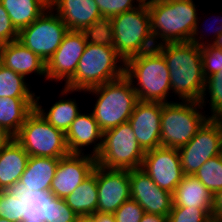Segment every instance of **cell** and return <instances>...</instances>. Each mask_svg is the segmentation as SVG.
Returning a JSON list of instances; mask_svg holds the SVG:
<instances>
[{
	"label": "cell",
	"instance_id": "cell-32",
	"mask_svg": "<svg viewBox=\"0 0 222 222\" xmlns=\"http://www.w3.org/2000/svg\"><path fill=\"white\" fill-rule=\"evenodd\" d=\"M208 92V93H207ZM209 94L210 99L207 98ZM207 96V97H206ZM209 102L211 115L209 118L222 119V73L218 72L205 79V88L200 100L202 106Z\"/></svg>",
	"mask_w": 222,
	"mask_h": 222
},
{
	"label": "cell",
	"instance_id": "cell-44",
	"mask_svg": "<svg viewBox=\"0 0 222 222\" xmlns=\"http://www.w3.org/2000/svg\"><path fill=\"white\" fill-rule=\"evenodd\" d=\"M11 139L12 137L8 135L3 129L0 128V149Z\"/></svg>",
	"mask_w": 222,
	"mask_h": 222
},
{
	"label": "cell",
	"instance_id": "cell-23",
	"mask_svg": "<svg viewBox=\"0 0 222 222\" xmlns=\"http://www.w3.org/2000/svg\"><path fill=\"white\" fill-rule=\"evenodd\" d=\"M213 195L193 175H184L173 192V207L204 208L212 216Z\"/></svg>",
	"mask_w": 222,
	"mask_h": 222
},
{
	"label": "cell",
	"instance_id": "cell-9",
	"mask_svg": "<svg viewBox=\"0 0 222 222\" xmlns=\"http://www.w3.org/2000/svg\"><path fill=\"white\" fill-rule=\"evenodd\" d=\"M14 139L29 156L61 158L69 154L65 133L48 123L34 109Z\"/></svg>",
	"mask_w": 222,
	"mask_h": 222
},
{
	"label": "cell",
	"instance_id": "cell-4",
	"mask_svg": "<svg viewBox=\"0 0 222 222\" xmlns=\"http://www.w3.org/2000/svg\"><path fill=\"white\" fill-rule=\"evenodd\" d=\"M125 75V60L114 47L86 44L74 75L63 87L86 91Z\"/></svg>",
	"mask_w": 222,
	"mask_h": 222
},
{
	"label": "cell",
	"instance_id": "cell-31",
	"mask_svg": "<svg viewBox=\"0 0 222 222\" xmlns=\"http://www.w3.org/2000/svg\"><path fill=\"white\" fill-rule=\"evenodd\" d=\"M82 32L88 44L114 47L112 17L101 16Z\"/></svg>",
	"mask_w": 222,
	"mask_h": 222
},
{
	"label": "cell",
	"instance_id": "cell-51",
	"mask_svg": "<svg viewBox=\"0 0 222 222\" xmlns=\"http://www.w3.org/2000/svg\"><path fill=\"white\" fill-rule=\"evenodd\" d=\"M208 222H221V221H218V220H215L214 218H211Z\"/></svg>",
	"mask_w": 222,
	"mask_h": 222
},
{
	"label": "cell",
	"instance_id": "cell-43",
	"mask_svg": "<svg viewBox=\"0 0 222 222\" xmlns=\"http://www.w3.org/2000/svg\"><path fill=\"white\" fill-rule=\"evenodd\" d=\"M98 222H116L114 214H107V213H95L93 214Z\"/></svg>",
	"mask_w": 222,
	"mask_h": 222
},
{
	"label": "cell",
	"instance_id": "cell-35",
	"mask_svg": "<svg viewBox=\"0 0 222 222\" xmlns=\"http://www.w3.org/2000/svg\"><path fill=\"white\" fill-rule=\"evenodd\" d=\"M203 74L205 79L218 72L222 73V49L212 45L201 47Z\"/></svg>",
	"mask_w": 222,
	"mask_h": 222
},
{
	"label": "cell",
	"instance_id": "cell-45",
	"mask_svg": "<svg viewBox=\"0 0 222 222\" xmlns=\"http://www.w3.org/2000/svg\"><path fill=\"white\" fill-rule=\"evenodd\" d=\"M76 222H98L94 215H78Z\"/></svg>",
	"mask_w": 222,
	"mask_h": 222
},
{
	"label": "cell",
	"instance_id": "cell-48",
	"mask_svg": "<svg viewBox=\"0 0 222 222\" xmlns=\"http://www.w3.org/2000/svg\"><path fill=\"white\" fill-rule=\"evenodd\" d=\"M163 1H168V0H142V3L146 4V5H150L156 2H163Z\"/></svg>",
	"mask_w": 222,
	"mask_h": 222
},
{
	"label": "cell",
	"instance_id": "cell-14",
	"mask_svg": "<svg viewBox=\"0 0 222 222\" xmlns=\"http://www.w3.org/2000/svg\"><path fill=\"white\" fill-rule=\"evenodd\" d=\"M86 44L82 31H68L58 49L46 62L47 80L57 83L64 80L66 83L74 75Z\"/></svg>",
	"mask_w": 222,
	"mask_h": 222
},
{
	"label": "cell",
	"instance_id": "cell-49",
	"mask_svg": "<svg viewBox=\"0 0 222 222\" xmlns=\"http://www.w3.org/2000/svg\"><path fill=\"white\" fill-rule=\"evenodd\" d=\"M21 222H46L45 220H41V219H27V218H24Z\"/></svg>",
	"mask_w": 222,
	"mask_h": 222
},
{
	"label": "cell",
	"instance_id": "cell-24",
	"mask_svg": "<svg viewBox=\"0 0 222 222\" xmlns=\"http://www.w3.org/2000/svg\"><path fill=\"white\" fill-rule=\"evenodd\" d=\"M60 92V100L55 102L49 110L43 109L39 102L40 95H36L35 109L40 113V115L55 128L62 130L64 133L70 128L71 123L76 119V117L81 113L79 105L75 98H68V94L77 92V90H71L63 87ZM66 98H65V97ZM64 97L63 99H61ZM46 110V112H45Z\"/></svg>",
	"mask_w": 222,
	"mask_h": 222
},
{
	"label": "cell",
	"instance_id": "cell-38",
	"mask_svg": "<svg viewBox=\"0 0 222 222\" xmlns=\"http://www.w3.org/2000/svg\"><path fill=\"white\" fill-rule=\"evenodd\" d=\"M113 214L116 222H140L145 211L135 200L129 199Z\"/></svg>",
	"mask_w": 222,
	"mask_h": 222
},
{
	"label": "cell",
	"instance_id": "cell-47",
	"mask_svg": "<svg viewBox=\"0 0 222 222\" xmlns=\"http://www.w3.org/2000/svg\"><path fill=\"white\" fill-rule=\"evenodd\" d=\"M211 45L216 48L222 49V33L218 35L215 40H213V43H211Z\"/></svg>",
	"mask_w": 222,
	"mask_h": 222
},
{
	"label": "cell",
	"instance_id": "cell-46",
	"mask_svg": "<svg viewBox=\"0 0 222 222\" xmlns=\"http://www.w3.org/2000/svg\"><path fill=\"white\" fill-rule=\"evenodd\" d=\"M43 6H45L47 9H53L58 0H38Z\"/></svg>",
	"mask_w": 222,
	"mask_h": 222
},
{
	"label": "cell",
	"instance_id": "cell-16",
	"mask_svg": "<svg viewBox=\"0 0 222 222\" xmlns=\"http://www.w3.org/2000/svg\"><path fill=\"white\" fill-rule=\"evenodd\" d=\"M131 199L135 200L145 213L168 216L173 208V193L157 186L141 169L129 170Z\"/></svg>",
	"mask_w": 222,
	"mask_h": 222
},
{
	"label": "cell",
	"instance_id": "cell-36",
	"mask_svg": "<svg viewBox=\"0 0 222 222\" xmlns=\"http://www.w3.org/2000/svg\"><path fill=\"white\" fill-rule=\"evenodd\" d=\"M95 2L101 15L107 17H114L142 4V0H95Z\"/></svg>",
	"mask_w": 222,
	"mask_h": 222
},
{
	"label": "cell",
	"instance_id": "cell-15",
	"mask_svg": "<svg viewBox=\"0 0 222 222\" xmlns=\"http://www.w3.org/2000/svg\"><path fill=\"white\" fill-rule=\"evenodd\" d=\"M97 213L113 214L131 199L129 170L106 169L96 165Z\"/></svg>",
	"mask_w": 222,
	"mask_h": 222
},
{
	"label": "cell",
	"instance_id": "cell-50",
	"mask_svg": "<svg viewBox=\"0 0 222 222\" xmlns=\"http://www.w3.org/2000/svg\"><path fill=\"white\" fill-rule=\"evenodd\" d=\"M0 222H11V221H8V220L5 219V218H0Z\"/></svg>",
	"mask_w": 222,
	"mask_h": 222
},
{
	"label": "cell",
	"instance_id": "cell-17",
	"mask_svg": "<svg viewBox=\"0 0 222 222\" xmlns=\"http://www.w3.org/2000/svg\"><path fill=\"white\" fill-rule=\"evenodd\" d=\"M161 102L138 101L128 122L146 152L161 146Z\"/></svg>",
	"mask_w": 222,
	"mask_h": 222
},
{
	"label": "cell",
	"instance_id": "cell-11",
	"mask_svg": "<svg viewBox=\"0 0 222 222\" xmlns=\"http://www.w3.org/2000/svg\"><path fill=\"white\" fill-rule=\"evenodd\" d=\"M178 151L183 174L194 175L207 160L222 153V119L209 118Z\"/></svg>",
	"mask_w": 222,
	"mask_h": 222
},
{
	"label": "cell",
	"instance_id": "cell-26",
	"mask_svg": "<svg viewBox=\"0 0 222 222\" xmlns=\"http://www.w3.org/2000/svg\"><path fill=\"white\" fill-rule=\"evenodd\" d=\"M66 204L78 215L97 213L98 190L96 166L93 173L85 179L71 194L64 198Z\"/></svg>",
	"mask_w": 222,
	"mask_h": 222
},
{
	"label": "cell",
	"instance_id": "cell-30",
	"mask_svg": "<svg viewBox=\"0 0 222 222\" xmlns=\"http://www.w3.org/2000/svg\"><path fill=\"white\" fill-rule=\"evenodd\" d=\"M214 195L222 189V153L207 160L193 175Z\"/></svg>",
	"mask_w": 222,
	"mask_h": 222
},
{
	"label": "cell",
	"instance_id": "cell-22",
	"mask_svg": "<svg viewBox=\"0 0 222 222\" xmlns=\"http://www.w3.org/2000/svg\"><path fill=\"white\" fill-rule=\"evenodd\" d=\"M52 10L69 31H83L102 16L95 0H58Z\"/></svg>",
	"mask_w": 222,
	"mask_h": 222
},
{
	"label": "cell",
	"instance_id": "cell-28",
	"mask_svg": "<svg viewBox=\"0 0 222 222\" xmlns=\"http://www.w3.org/2000/svg\"><path fill=\"white\" fill-rule=\"evenodd\" d=\"M26 80L28 79L24 76L0 63V98H36L31 84L26 83Z\"/></svg>",
	"mask_w": 222,
	"mask_h": 222
},
{
	"label": "cell",
	"instance_id": "cell-3",
	"mask_svg": "<svg viewBox=\"0 0 222 222\" xmlns=\"http://www.w3.org/2000/svg\"><path fill=\"white\" fill-rule=\"evenodd\" d=\"M148 6L151 34L156 46L189 42L198 21L194 0L163 1Z\"/></svg>",
	"mask_w": 222,
	"mask_h": 222
},
{
	"label": "cell",
	"instance_id": "cell-29",
	"mask_svg": "<svg viewBox=\"0 0 222 222\" xmlns=\"http://www.w3.org/2000/svg\"><path fill=\"white\" fill-rule=\"evenodd\" d=\"M24 204V218H48L50 199L54 196L51 192H22L19 191Z\"/></svg>",
	"mask_w": 222,
	"mask_h": 222
},
{
	"label": "cell",
	"instance_id": "cell-5",
	"mask_svg": "<svg viewBox=\"0 0 222 222\" xmlns=\"http://www.w3.org/2000/svg\"><path fill=\"white\" fill-rule=\"evenodd\" d=\"M83 93L96 97L91 112L103 132L128 122L139 101L132 83L125 75L86 91L83 90Z\"/></svg>",
	"mask_w": 222,
	"mask_h": 222
},
{
	"label": "cell",
	"instance_id": "cell-41",
	"mask_svg": "<svg viewBox=\"0 0 222 222\" xmlns=\"http://www.w3.org/2000/svg\"><path fill=\"white\" fill-rule=\"evenodd\" d=\"M212 218L222 222V189L213 195Z\"/></svg>",
	"mask_w": 222,
	"mask_h": 222
},
{
	"label": "cell",
	"instance_id": "cell-7",
	"mask_svg": "<svg viewBox=\"0 0 222 222\" xmlns=\"http://www.w3.org/2000/svg\"><path fill=\"white\" fill-rule=\"evenodd\" d=\"M112 26L114 48L125 61L156 48L146 4L112 17Z\"/></svg>",
	"mask_w": 222,
	"mask_h": 222
},
{
	"label": "cell",
	"instance_id": "cell-52",
	"mask_svg": "<svg viewBox=\"0 0 222 222\" xmlns=\"http://www.w3.org/2000/svg\"><path fill=\"white\" fill-rule=\"evenodd\" d=\"M169 1H187V0H169Z\"/></svg>",
	"mask_w": 222,
	"mask_h": 222
},
{
	"label": "cell",
	"instance_id": "cell-10",
	"mask_svg": "<svg viewBox=\"0 0 222 222\" xmlns=\"http://www.w3.org/2000/svg\"><path fill=\"white\" fill-rule=\"evenodd\" d=\"M68 31L62 19L52 9H48L31 25L19 31L18 41L46 63Z\"/></svg>",
	"mask_w": 222,
	"mask_h": 222
},
{
	"label": "cell",
	"instance_id": "cell-37",
	"mask_svg": "<svg viewBox=\"0 0 222 222\" xmlns=\"http://www.w3.org/2000/svg\"><path fill=\"white\" fill-rule=\"evenodd\" d=\"M77 215L66 204L64 199L53 196L50 199L48 218L46 222H76Z\"/></svg>",
	"mask_w": 222,
	"mask_h": 222
},
{
	"label": "cell",
	"instance_id": "cell-1",
	"mask_svg": "<svg viewBox=\"0 0 222 222\" xmlns=\"http://www.w3.org/2000/svg\"><path fill=\"white\" fill-rule=\"evenodd\" d=\"M166 61L171 82V93L179 101L200 102L205 77L201 57V47L191 42L164 43L156 46Z\"/></svg>",
	"mask_w": 222,
	"mask_h": 222
},
{
	"label": "cell",
	"instance_id": "cell-25",
	"mask_svg": "<svg viewBox=\"0 0 222 222\" xmlns=\"http://www.w3.org/2000/svg\"><path fill=\"white\" fill-rule=\"evenodd\" d=\"M35 102L36 98H0V128L14 138L35 109Z\"/></svg>",
	"mask_w": 222,
	"mask_h": 222
},
{
	"label": "cell",
	"instance_id": "cell-20",
	"mask_svg": "<svg viewBox=\"0 0 222 222\" xmlns=\"http://www.w3.org/2000/svg\"><path fill=\"white\" fill-rule=\"evenodd\" d=\"M60 158L30 156L16 190L50 192Z\"/></svg>",
	"mask_w": 222,
	"mask_h": 222
},
{
	"label": "cell",
	"instance_id": "cell-21",
	"mask_svg": "<svg viewBox=\"0 0 222 222\" xmlns=\"http://www.w3.org/2000/svg\"><path fill=\"white\" fill-rule=\"evenodd\" d=\"M29 157L14 138L0 149V191L17 188Z\"/></svg>",
	"mask_w": 222,
	"mask_h": 222
},
{
	"label": "cell",
	"instance_id": "cell-18",
	"mask_svg": "<svg viewBox=\"0 0 222 222\" xmlns=\"http://www.w3.org/2000/svg\"><path fill=\"white\" fill-rule=\"evenodd\" d=\"M103 131L99 128L92 112L80 113L65 133L69 153L83 154L82 148L94 144L90 155L97 156L102 146ZM98 142V143H97Z\"/></svg>",
	"mask_w": 222,
	"mask_h": 222
},
{
	"label": "cell",
	"instance_id": "cell-34",
	"mask_svg": "<svg viewBox=\"0 0 222 222\" xmlns=\"http://www.w3.org/2000/svg\"><path fill=\"white\" fill-rule=\"evenodd\" d=\"M211 218L204 208L173 207L168 222H208Z\"/></svg>",
	"mask_w": 222,
	"mask_h": 222
},
{
	"label": "cell",
	"instance_id": "cell-13",
	"mask_svg": "<svg viewBox=\"0 0 222 222\" xmlns=\"http://www.w3.org/2000/svg\"><path fill=\"white\" fill-rule=\"evenodd\" d=\"M84 154L69 153L59 159L50 188L55 197L66 198L93 173L97 165L96 158Z\"/></svg>",
	"mask_w": 222,
	"mask_h": 222
},
{
	"label": "cell",
	"instance_id": "cell-19",
	"mask_svg": "<svg viewBox=\"0 0 222 222\" xmlns=\"http://www.w3.org/2000/svg\"><path fill=\"white\" fill-rule=\"evenodd\" d=\"M0 63L25 78L34 73L47 81L46 63L18 40L0 45Z\"/></svg>",
	"mask_w": 222,
	"mask_h": 222
},
{
	"label": "cell",
	"instance_id": "cell-42",
	"mask_svg": "<svg viewBox=\"0 0 222 222\" xmlns=\"http://www.w3.org/2000/svg\"><path fill=\"white\" fill-rule=\"evenodd\" d=\"M140 222H168V216L145 213Z\"/></svg>",
	"mask_w": 222,
	"mask_h": 222
},
{
	"label": "cell",
	"instance_id": "cell-27",
	"mask_svg": "<svg viewBox=\"0 0 222 222\" xmlns=\"http://www.w3.org/2000/svg\"><path fill=\"white\" fill-rule=\"evenodd\" d=\"M0 3L18 31L31 25L48 10L38 0H0Z\"/></svg>",
	"mask_w": 222,
	"mask_h": 222
},
{
	"label": "cell",
	"instance_id": "cell-2",
	"mask_svg": "<svg viewBox=\"0 0 222 222\" xmlns=\"http://www.w3.org/2000/svg\"><path fill=\"white\" fill-rule=\"evenodd\" d=\"M125 76L140 101L173 102L167 98L171 97L170 73L163 54L157 48L127 59Z\"/></svg>",
	"mask_w": 222,
	"mask_h": 222
},
{
	"label": "cell",
	"instance_id": "cell-39",
	"mask_svg": "<svg viewBox=\"0 0 222 222\" xmlns=\"http://www.w3.org/2000/svg\"><path fill=\"white\" fill-rule=\"evenodd\" d=\"M19 31L10 20L8 12L0 3V45L18 40Z\"/></svg>",
	"mask_w": 222,
	"mask_h": 222
},
{
	"label": "cell",
	"instance_id": "cell-40",
	"mask_svg": "<svg viewBox=\"0 0 222 222\" xmlns=\"http://www.w3.org/2000/svg\"><path fill=\"white\" fill-rule=\"evenodd\" d=\"M221 13H222V11H221ZM215 19H216V17L215 16H213ZM220 16H218L217 17V21H218V19H220L219 20V22H217L216 20H214V23L215 22H217V23H215V24H217V27H215V29H213L212 31H213V33H214V35H212L213 36V38H211V40H209V39H207V40H203L204 39V35H203V30H201L200 28H199V21H200V17H198V21H197V24H196V26H195V29H194V31H193V34H192V37H191V39H190V41L189 42H191V43H194L195 45H197V46H199V47H203V46H206V45H211V42L213 43V39L215 40L216 39V37L218 36V35H220L221 33H222V17H220ZM213 18V19H214ZM206 22V21H205ZM214 27V26H213ZM213 27H211V28H213ZM205 28H206V26H205ZM205 28H203L204 30H205ZM199 29H200V31H202V33L199 31ZM206 30H208V29H206ZM207 32V31H206ZM210 32V31H209ZM200 33V34H199ZM200 35V36H199ZM201 39V40H200ZM209 41V42H208Z\"/></svg>",
	"mask_w": 222,
	"mask_h": 222
},
{
	"label": "cell",
	"instance_id": "cell-33",
	"mask_svg": "<svg viewBox=\"0 0 222 222\" xmlns=\"http://www.w3.org/2000/svg\"><path fill=\"white\" fill-rule=\"evenodd\" d=\"M24 213V204L18 190L0 191V218L21 222L24 219Z\"/></svg>",
	"mask_w": 222,
	"mask_h": 222
},
{
	"label": "cell",
	"instance_id": "cell-8",
	"mask_svg": "<svg viewBox=\"0 0 222 222\" xmlns=\"http://www.w3.org/2000/svg\"><path fill=\"white\" fill-rule=\"evenodd\" d=\"M144 155L131 125L125 122L103 132L102 146L95 158L100 167L131 170L141 168Z\"/></svg>",
	"mask_w": 222,
	"mask_h": 222
},
{
	"label": "cell",
	"instance_id": "cell-6",
	"mask_svg": "<svg viewBox=\"0 0 222 222\" xmlns=\"http://www.w3.org/2000/svg\"><path fill=\"white\" fill-rule=\"evenodd\" d=\"M203 110L196 101L162 103L161 146L179 149L186 145L209 119Z\"/></svg>",
	"mask_w": 222,
	"mask_h": 222
},
{
	"label": "cell",
	"instance_id": "cell-12",
	"mask_svg": "<svg viewBox=\"0 0 222 222\" xmlns=\"http://www.w3.org/2000/svg\"><path fill=\"white\" fill-rule=\"evenodd\" d=\"M141 169L157 186L171 193L184 176L179 151L175 148L160 146L146 151Z\"/></svg>",
	"mask_w": 222,
	"mask_h": 222
}]
</instances>
